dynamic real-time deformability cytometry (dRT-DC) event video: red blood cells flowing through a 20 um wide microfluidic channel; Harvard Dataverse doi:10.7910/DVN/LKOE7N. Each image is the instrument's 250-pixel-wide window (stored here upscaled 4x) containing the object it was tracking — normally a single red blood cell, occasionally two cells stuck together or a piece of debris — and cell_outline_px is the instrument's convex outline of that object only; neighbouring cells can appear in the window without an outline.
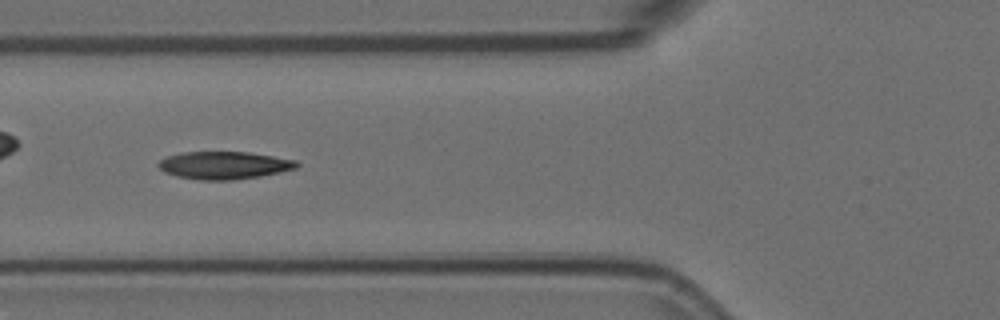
{"species": "Egyptian fruit bat (a non-hibernating species)", "species_latin": "Rousettus aegyptiacus", "temperature_condition": "room temperature", "stored_images_in_passage": 10, "camera_frame_rate_fps": 3000, "um_per_image_px": 0.085, "animal": {"sex": "female"}, "frame": {"image": 1, "passage_image": 6, "time_ms": 1.667, "image_size_px": [1000, 320], "cell_outline_px": [[300, 164], [296, 168], [280, 172], [260, 176], [232, 180], [200, 180], [176, 176], [164, 172], [156, 164], [160, 160], [168, 156], [180, 152], [248, 152], [296, 160]], "centroid_in_image_um": [19.03, 14.05], "position_along_channel_um": 106.8, "area_um2": 22.25}}
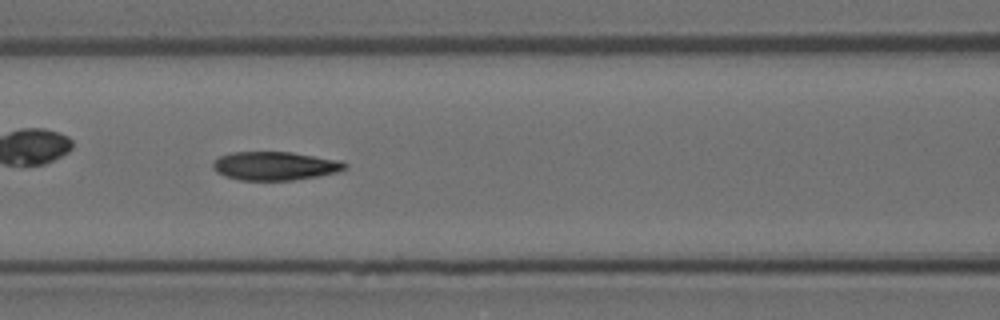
{"frame": {"image": 2, "passage_image": 7, "time_ms": 2.0, "image_size_px": [1000, 320], "cell_outline_px": [[348, 168], [336, 172], [316, 176], [292, 180], [240, 180], [224, 176], [216, 172], [212, 168], [212, 164], [220, 156], [232, 152], [292, 152], [340, 160], [348, 164]], "centroid_in_image_um": [23.37, 14.1], "position_along_channel_um": 143.2, "area_um2": 21.96}}
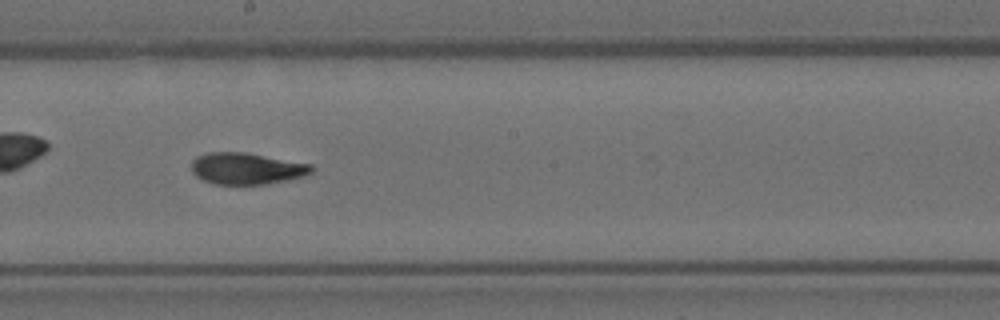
{"frame": {"image": 3, "passage_image": 9, "time_ms": 2.667, "image_size_px": [1000, 320], "cell_outline_px": [[316, 168], [312, 172], [304, 176], [288, 180], [268, 184], [216, 184], [204, 180], [196, 176], [192, 172], [192, 160], [196, 156], [208, 152], [244, 152], [312, 164]], "centroid_in_image_um": [20.99, 14.32], "position_along_channel_um": 227.2, "area_um2": 22.2}}